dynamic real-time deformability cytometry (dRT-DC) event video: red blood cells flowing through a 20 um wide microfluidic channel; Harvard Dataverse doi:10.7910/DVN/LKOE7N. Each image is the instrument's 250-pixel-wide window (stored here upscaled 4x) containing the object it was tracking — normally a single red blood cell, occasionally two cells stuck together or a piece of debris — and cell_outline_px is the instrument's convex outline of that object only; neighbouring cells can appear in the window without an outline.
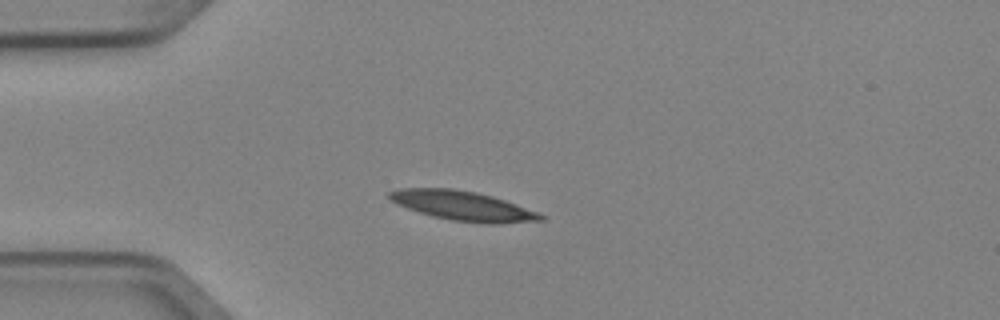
{"species": "Egyptian fruit bat (a non-hibernating species)", "species_latin": "Rousettus aegyptiacus", "temperature_condition": "cold", "stored_images_in_passage": 4, "camera_frame_rate_fps": 3000, "um_per_image_px": 0.085, "animal": {"sex": "female"}, "frame": {"image": 1, "passage_image": 2, "time_ms": 0.333, "image_size_px": [1000, 320], "cell_outline_px": [[544, 220], [492, 224], [488, 224], [452, 220], [432, 216], [396, 204], [388, 196], [388, 192], [400, 188], [452, 188], [476, 192], [492, 196], [516, 204], [536, 212], [544, 216]], "centroid_in_image_um": [39.31, 17.49], "position_along_channel_um": 45.7, "area_um2": 25.72}}
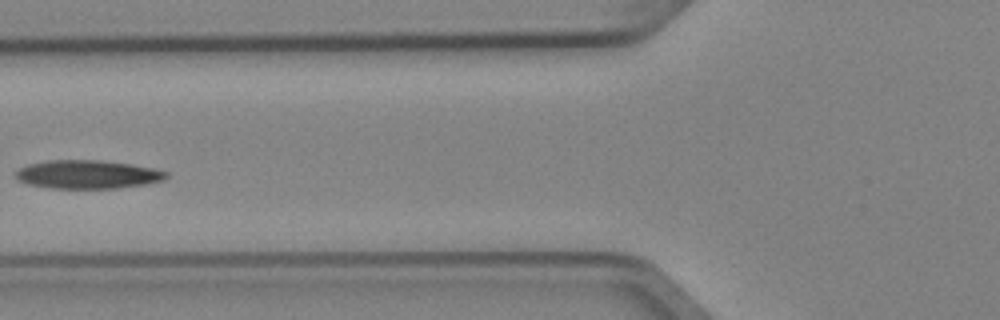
{"frame": {"image": 2, "passage_image": 4, "time_ms": 1.0, "image_size_px": [1000, 320], "cell_outline_px": [[168, 176], [164, 180], [144, 184], [116, 188], [48, 188], [28, 184], [16, 180], [12, 172], [28, 164], [48, 160], [100, 160], [132, 164], [152, 168], [168, 172]], "centroid_in_image_um": [7.38, 14.82], "position_along_channel_um": 118.4, "area_um2": 25.14}}